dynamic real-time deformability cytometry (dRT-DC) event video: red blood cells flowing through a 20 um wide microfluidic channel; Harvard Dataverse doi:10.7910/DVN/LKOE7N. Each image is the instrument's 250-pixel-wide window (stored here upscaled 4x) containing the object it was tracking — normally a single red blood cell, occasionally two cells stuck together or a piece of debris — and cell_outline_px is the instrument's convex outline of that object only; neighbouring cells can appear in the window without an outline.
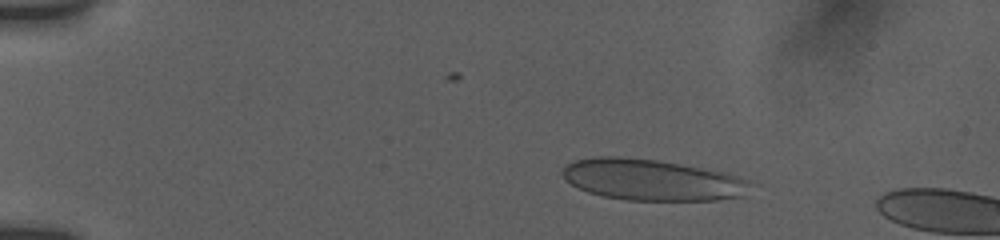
{"species": "human", "species_latin": "Homo sapiens", "temperature_condition": "room temperature", "stored_images_in_passage": 3, "camera_frame_rate_fps": 3000, "um_per_image_px": 0.085, "donor": {"sex": "female"}, "frame": {"image": 1, "passage_image": 1, "time_ms": 0.0, "image_size_px": [1000, 240], "cell_outline_px": [[760, 184], [744, 196], [716, 200], [624, 200], [604, 196], [588, 192], [572, 184], [560, 172], [568, 164], [576, 160], [596, 156], [620, 156], [656, 160], [724, 172]], "centroid_in_image_um": [55.5, 15.29], "position_along_channel_um": 29.5, "area_um2": 45.26}}